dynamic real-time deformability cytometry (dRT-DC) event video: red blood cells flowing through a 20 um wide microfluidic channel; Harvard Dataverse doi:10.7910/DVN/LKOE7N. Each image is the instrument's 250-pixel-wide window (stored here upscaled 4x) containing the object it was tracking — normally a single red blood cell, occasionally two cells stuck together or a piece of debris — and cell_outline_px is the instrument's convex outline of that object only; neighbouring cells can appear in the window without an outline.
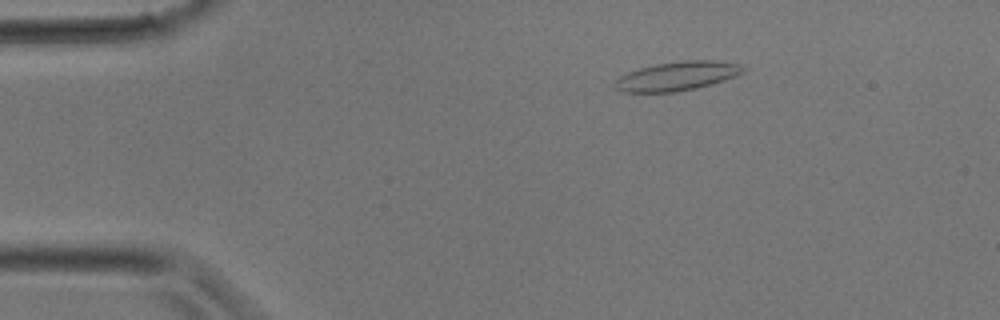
{"species": "common noctule bat (a hibernating species)", "species_latin": "Nyctalus noctula", "temperature_condition": "room temperature", "stored_images_in_passage": 29, "camera_frame_rate_fps": 3000, "um_per_image_px": 0.085, "animal": {"sex": "male", "body_mass_g": 17.9}, "frame": {"image": 1, "passage_image": 2, "time_ms": 0.333, "image_size_px": [1000, 320], "cell_outline_px": [[744, 72], [736, 76], [724, 80], [696, 88], [676, 92], [624, 92], [616, 88], [612, 84], [620, 76], [628, 72], [640, 68], [656, 64], [680, 60], [712, 60], [740, 64], [744, 68]], "centroid_in_image_um": [57.55, 6.46], "position_along_channel_um": 27.5, "area_um2": 21.62}}
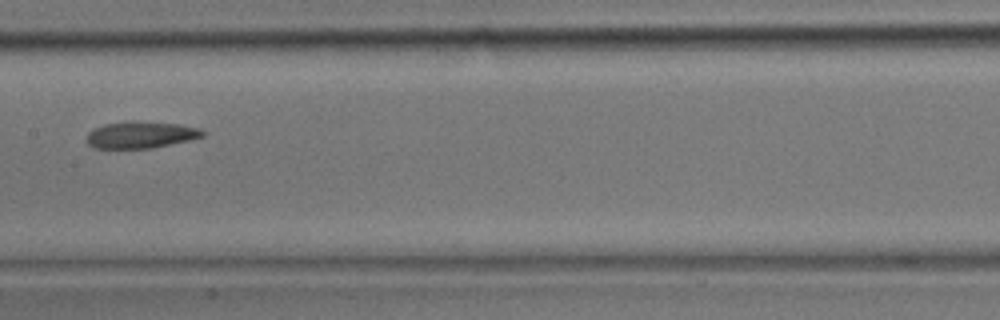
{"frame": {"image": 2, "passage_image": 13, "time_ms": 4.0, "image_size_px": [1000, 320], "cell_outline_px": [[204, 136], [188, 140], [152, 148], [92, 148], [84, 140], [88, 132], [104, 124], [132, 120], [180, 124], [196, 128], [204, 132]], "centroid_in_image_um": [11.9, 11.45], "position_along_channel_um": 195.5, "area_um2": 18.09}}
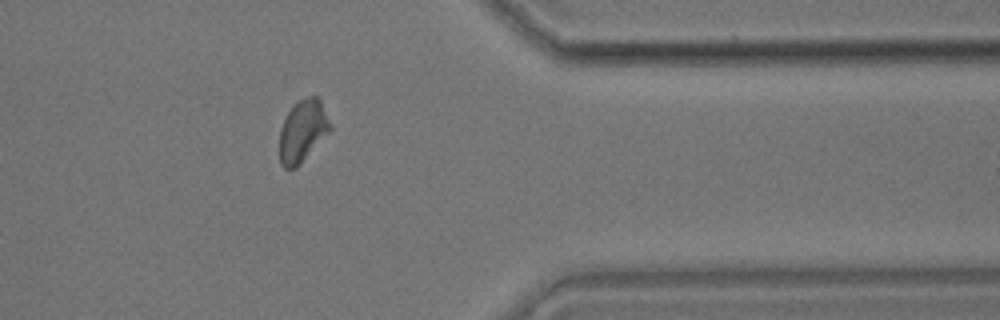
{"frame": {"image": 3, "passage_image": 23, "time_ms": 7.333, "image_size_px": [1000, 320], "cell_outline_px": [[332, 128], [300, 164], [296, 168], [284, 168], [280, 164], [280, 128], [292, 104], [308, 96], [316, 96], [320, 100], [332, 124]], "centroid_in_image_um": [25.73, 11.12], "position_along_channel_um": 385.7, "area_um2": 18.21}}